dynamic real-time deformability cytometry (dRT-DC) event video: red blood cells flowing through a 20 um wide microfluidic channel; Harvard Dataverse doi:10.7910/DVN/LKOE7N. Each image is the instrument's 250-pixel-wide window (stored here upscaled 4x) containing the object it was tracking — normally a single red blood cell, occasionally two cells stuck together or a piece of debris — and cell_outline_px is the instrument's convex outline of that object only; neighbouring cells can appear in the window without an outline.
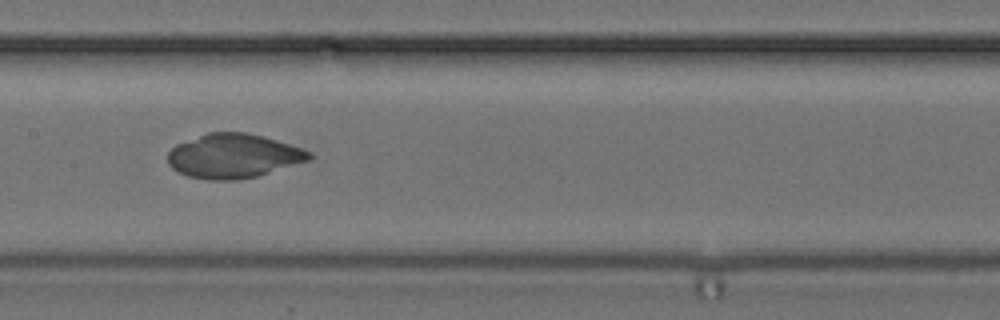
{"species": "common noctule bat (a hibernating species)", "species_latin": "Nyctalus noctula", "temperature_condition": "cold", "stored_images_in_passage": 52, "camera_frame_rate_fps": 3000, "um_per_image_px": 0.085, "animal": {"sex": "female", "body_mass_g": 24.6, "forearm_length_mm": 56.2}, "frame": {"image": 1, "passage_image": 26, "time_ms": 8.333, "image_size_px": [1000, 320], "cell_outline_px": [[312, 156], [308, 160], [256, 176], [236, 180], [208, 180], [188, 176], [172, 168], [168, 164], [168, 152], [176, 144], [208, 132], [244, 132], [264, 136], [312, 152]], "centroid_in_image_um": [19.8, 13.25], "position_along_channel_um": 187.6, "area_um2": 36.13}}
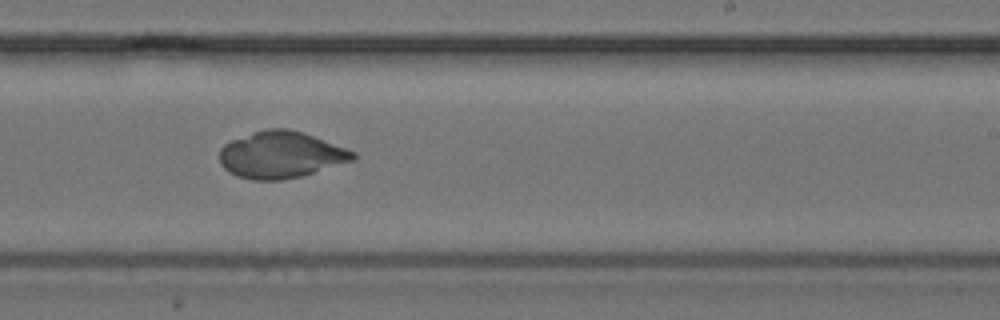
{"frame": {"image": 2, "passage_image": 32, "time_ms": 10.333, "image_size_px": [1000, 320], "cell_outline_px": [[356, 156], [352, 160], [304, 176], [280, 180], [252, 180], [236, 176], [228, 172], [220, 164], [220, 148], [224, 144], [232, 140], [264, 128], [288, 128], [312, 136], [356, 152]], "centroid_in_image_um": [23.83, 13.17], "position_along_channel_um": 265.2, "area_um2": 36.18}}
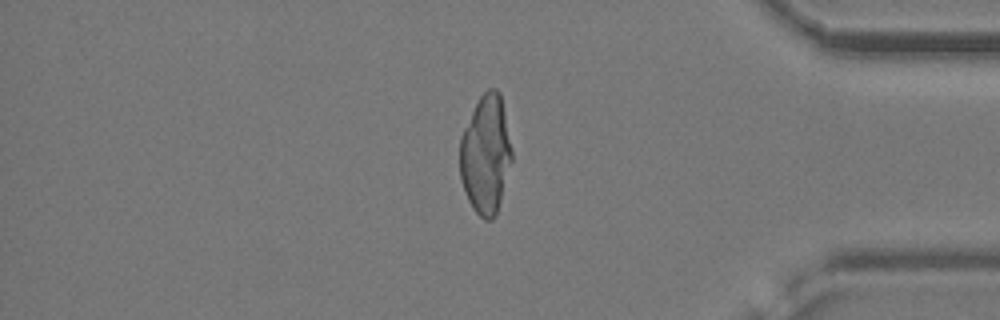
{"frame": {"image": 3, "passage_image": 44, "time_ms": 14.333, "image_size_px": [1000, 320], "cell_outline_px": [[512, 160], [496, 216], [492, 220], [484, 220], [472, 208], [468, 200], [460, 180], [460, 136], [480, 96], [488, 88], [496, 88], [500, 92], [512, 152]], "centroid_in_image_um": [41.28, 13.16], "position_along_channel_um": 393.9, "area_um2": 35.84}}